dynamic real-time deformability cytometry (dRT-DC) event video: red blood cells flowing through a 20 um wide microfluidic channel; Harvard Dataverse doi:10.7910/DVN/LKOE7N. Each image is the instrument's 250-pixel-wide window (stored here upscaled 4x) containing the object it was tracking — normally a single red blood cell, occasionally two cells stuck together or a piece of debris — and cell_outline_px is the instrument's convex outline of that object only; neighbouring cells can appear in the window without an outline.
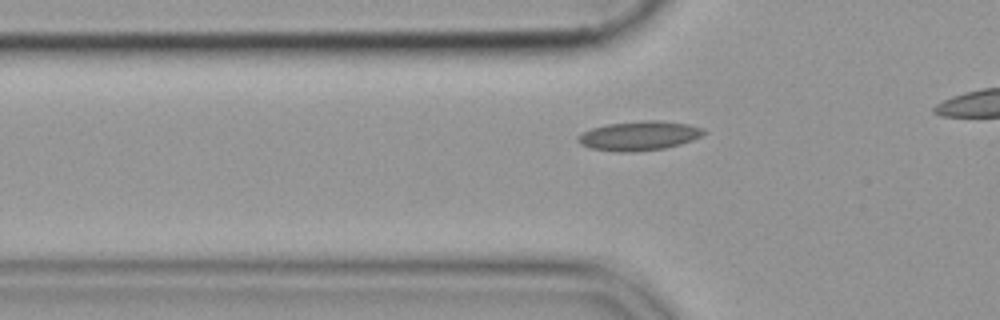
{"species": "common noctule bat (a hibernating species)", "species_latin": "Nyctalus noctula", "temperature_condition": "cold", "stored_images_in_passage": 36, "segment_of_instrument_passage": [1, 2], "camera_frame_rate_fps": 3000, "um_per_image_px": 0.085, "animal": {"sex": "female", "body_mass_g": 19.9}, "frame": {"image": 1, "passage_image": 9, "time_ms": 2.667, "image_size_px": [1000, 320], "cell_outline_px": [[708, 132], [692, 140], [680, 144], [664, 148], [632, 152], [620, 152], [588, 148], [580, 144], [576, 140], [576, 136], [592, 128], [608, 124], [644, 120], [660, 120], [688, 124], [704, 128]], "centroid_in_image_um": [54.32, 11.54], "position_along_channel_um": 71.5, "area_um2": 21.56}}
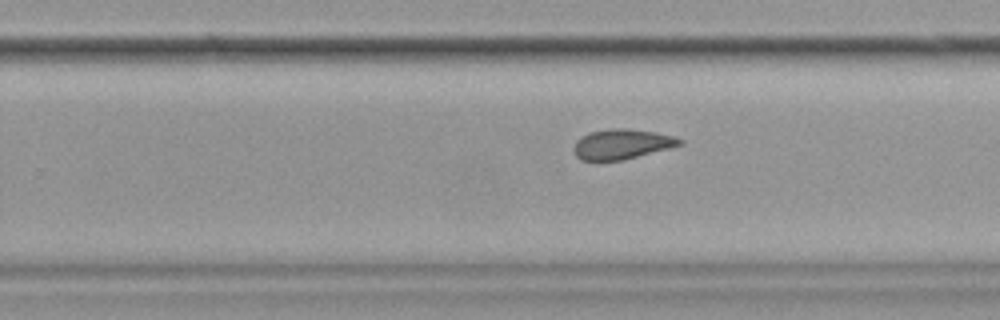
{"frame": {"image": 2, "passage_image": 26, "time_ms": 8.333, "image_size_px": [1000, 320], "cell_outline_px": [[684, 144], [672, 148], [620, 160], [580, 160], [576, 156], [576, 140], [580, 136], [588, 132], [612, 128], [628, 128], [656, 132], [672, 136], [684, 140]], "centroid_in_image_um": [52.9, 12.23], "position_along_channel_um": 276.9, "area_um2": 18.5}}
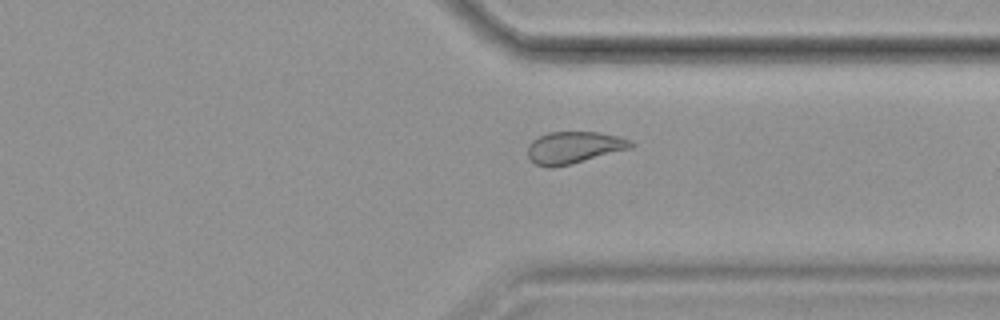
{"frame": {"image": 3, "passage_image": 33, "time_ms": 10.667, "image_size_px": [1000, 320], "cell_outline_px": [[636, 144], [632, 148], [572, 164], [548, 168], [536, 164], [528, 156], [528, 144], [532, 140], [548, 132], [600, 132], [620, 136], [632, 140]], "centroid_in_image_um": [48.83, 12.53], "position_along_channel_um": 362.6, "area_um2": 19.42}}